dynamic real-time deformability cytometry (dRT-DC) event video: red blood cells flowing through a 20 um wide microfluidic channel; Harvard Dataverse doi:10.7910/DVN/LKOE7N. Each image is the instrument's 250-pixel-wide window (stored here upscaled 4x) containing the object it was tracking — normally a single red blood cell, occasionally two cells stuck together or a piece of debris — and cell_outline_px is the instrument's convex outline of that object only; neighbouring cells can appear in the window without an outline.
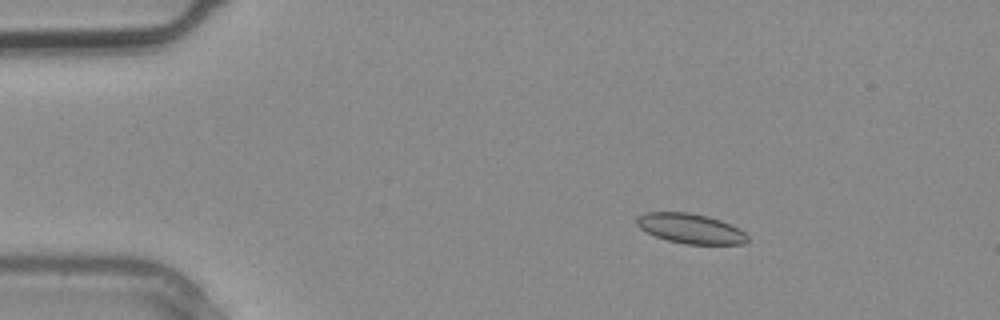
{"species": "common noctule bat (a hibernating species)", "species_latin": "Nyctalus noctula", "temperature_condition": "warm", "stored_images_in_passage": 2, "camera_frame_rate_fps": 3000, "um_per_image_px": 0.085, "animal": {"sex": "male", "body_mass_g": 20.4}, "frame": {"image": 1, "passage_image": 1, "time_ms": 0.0, "image_size_px": [1000, 320], "cell_outline_px": [[748, 240], [744, 244], [684, 244], [668, 240], [656, 236], [640, 228], [636, 224], [636, 220], [644, 212], [688, 212], [708, 216], [720, 220], [744, 232], [748, 236]], "centroid_in_image_um": [58.69, 19.42], "position_along_channel_um": 26.3, "area_um2": 19.07}}